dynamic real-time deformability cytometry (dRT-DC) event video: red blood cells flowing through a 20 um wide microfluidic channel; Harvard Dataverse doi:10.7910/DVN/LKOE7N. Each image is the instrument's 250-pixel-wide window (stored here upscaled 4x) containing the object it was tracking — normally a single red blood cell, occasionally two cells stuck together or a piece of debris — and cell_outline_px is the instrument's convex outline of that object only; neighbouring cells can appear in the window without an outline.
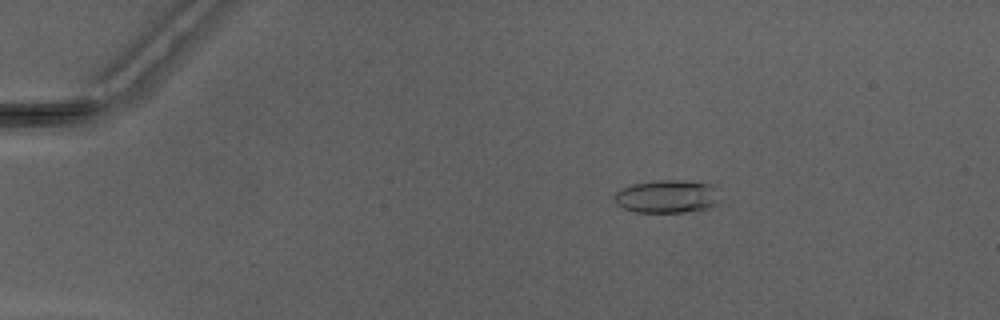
{"species": "Egyptian fruit bat (a non-hibernating species)", "species_latin": "Rousettus aegyptiacus", "temperature_condition": "warm", "stored_images_in_passage": 41, "camera_frame_rate_fps": 3000, "um_per_image_px": 0.085, "animal": {"sex": "male"}, "frame": {"image": 1, "passage_image": 3, "time_ms": 0.667, "image_size_px": [1000, 320], "cell_outline_px": [[720, 188], [716, 204], [708, 208], [684, 212], [636, 212], [624, 208], [616, 204], [612, 196], [620, 188], [632, 184], [660, 180], [684, 180], [712, 184]], "centroid_in_image_um": [56.7, 16.69], "position_along_channel_um": 28.3, "area_um2": 20.58}}
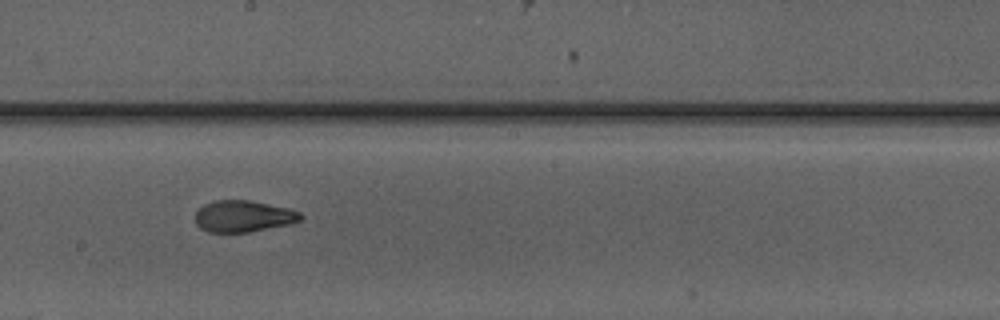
{"frame": {"image": 2, "passage_image": 23, "time_ms": 7.333, "image_size_px": [1000, 320], "cell_outline_px": [[304, 216], [300, 220], [288, 224], [248, 232], [208, 232], [200, 228], [196, 224], [196, 212], [204, 204], [216, 200], [248, 200], [288, 208], [300, 212]], "centroid_in_image_um": [20.67, 18.38], "position_along_channel_um": 227.5, "area_um2": 19.19}}
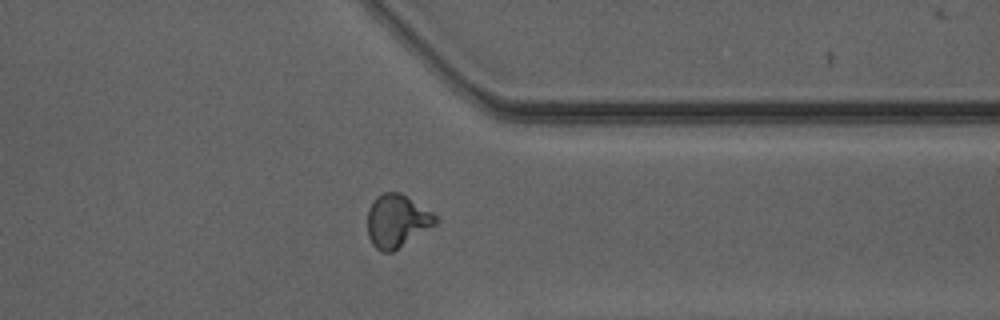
{"frame": {"image": 3, "passage_image": 34, "time_ms": 11.0, "image_size_px": [1000, 320], "cell_outline_px": [[440, 220], [436, 224], [392, 252], [380, 252], [372, 244], [368, 236], [368, 208], [372, 200], [376, 196], [384, 192], [400, 192], [432, 212]], "centroid_in_image_um": [33.72, 18.77], "position_along_channel_um": 377.7, "area_um2": 20.98}, "authors_computed_cell_mechanics": {"area_um2": 19.941, "velocity_mm_per_s": 4.1691, "shape_relaxation_time_tau1_ms": 5.6913, "shape_relaxation_time_tau2_ms": 1.6325, "deformation_change_tau1": 0.1934, "deformation_change_tau2": 0.0729}}